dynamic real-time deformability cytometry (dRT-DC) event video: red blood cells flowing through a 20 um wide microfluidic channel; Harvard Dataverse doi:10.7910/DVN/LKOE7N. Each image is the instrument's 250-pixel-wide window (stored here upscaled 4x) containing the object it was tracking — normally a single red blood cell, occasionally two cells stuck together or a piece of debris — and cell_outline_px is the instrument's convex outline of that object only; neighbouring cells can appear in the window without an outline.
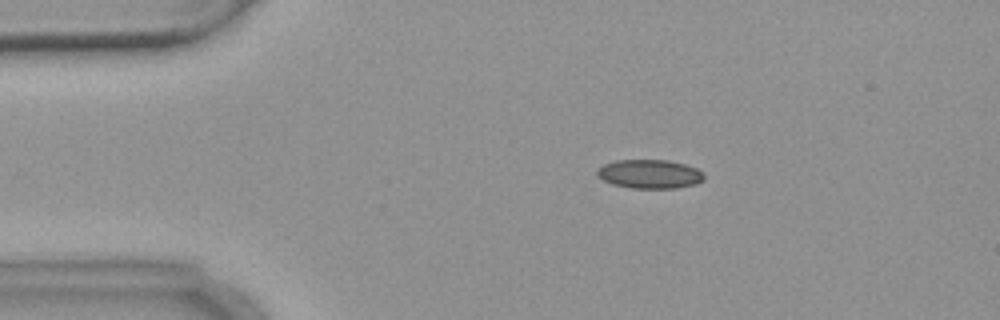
{"species": "common noctule bat (a hibernating species)", "species_latin": "Nyctalus noctula", "temperature_condition": "warm", "stored_images_in_passage": 8, "camera_frame_rate_fps": 3000, "um_per_image_px": 0.085, "animal": {"sex": "female", "body_mass_g": 18.4}, "frame": {"image": 1, "passage_image": 2, "time_ms": 2.333, "image_size_px": [1000, 320], "cell_outline_px": [[704, 180], [696, 184], [676, 188], [632, 188], [612, 184], [596, 176], [596, 168], [604, 164], [616, 160], [668, 160], [684, 164], [696, 168], [704, 172]], "centroid_in_image_um": [55.21, 14.79], "position_along_channel_um": 29.8, "area_um2": 18.15}}
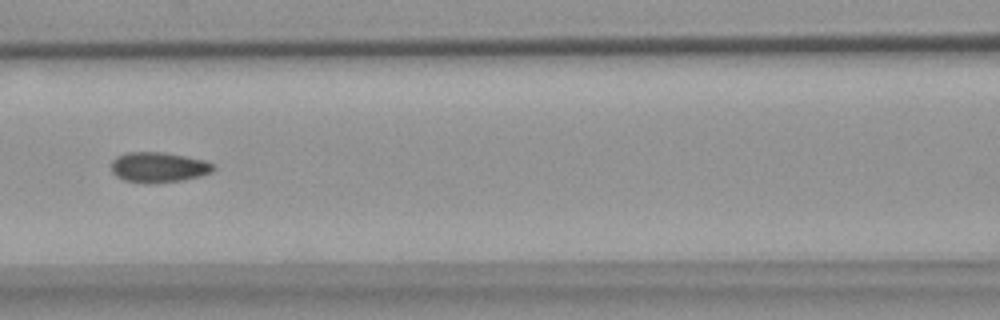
{"frame": {"image": 2, "passage_image": 6, "time_ms": 7.0, "image_size_px": [1000, 320], "cell_outline_px": [[216, 168], [212, 172], [200, 176], [184, 180], [152, 184], [144, 184], [124, 180], [116, 176], [112, 172], [112, 160], [116, 156], [128, 152], [164, 152], [204, 160], [216, 164]], "centroid_in_image_um": [13.49, 14.23], "position_along_channel_um": 153.1, "area_um2": 18.32}}
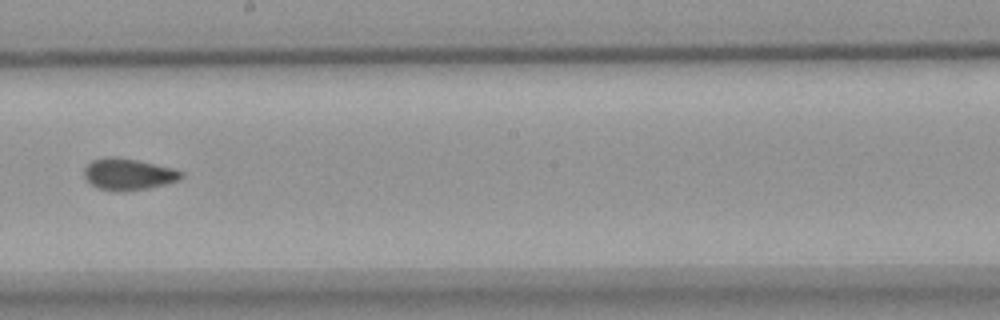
{"frame": {"image": 3, "passage_image": 8, "time_ms": 9.333, "image_size_px": [1000, 320], "cell_outline_px": [[184, 176], [180, 180], [148, 188], [124, 192], [112, 192], [96, 188], [84, 176], [84, 168], [92, 160], [104, 156], [116, 156], [176, 168], [184, 172]], "centroid_in_image_um": [10.92, 14.81], "position_along_channel_um": 237.3, "area_um2": 18.26}}